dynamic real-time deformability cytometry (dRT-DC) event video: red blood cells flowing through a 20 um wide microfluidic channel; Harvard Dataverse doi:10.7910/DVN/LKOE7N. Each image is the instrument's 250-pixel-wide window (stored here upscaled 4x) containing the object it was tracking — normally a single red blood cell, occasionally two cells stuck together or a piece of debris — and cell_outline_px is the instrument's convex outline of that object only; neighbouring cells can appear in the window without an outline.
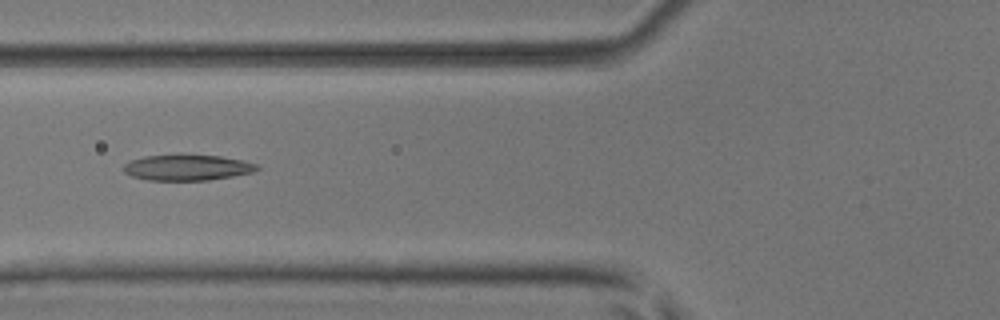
{"species": "common noctule bat (a hibernating species)", "species_latin": "Nyctalus noctula", "temperature_condition": "room temperature", "stored_images_in_passage": 5, "camera_frame_rate_fps": 3000, "um_per_image_px": 0.085, "animal": {"sex": "male", "body_mass_g": 17.9, "forearm_length_mm": 54.2}, "frame": {"image": 1, "passage_image": 5, "time_ms": 1.333, "image_size_px": [1000, 320], "cell_outline_px": [[260, 168], [252, 172], [232, 176], [208, 180], [148, 180], [132, 176], [124, 172], [124, 164], [128, 160], [144, 156], [220, 156], [240, 160], [256, 164]], "centroid_in_image_um": [15.87, 14.26], "position_along_channel_um": 109.9, "area_um2": 19.54}}